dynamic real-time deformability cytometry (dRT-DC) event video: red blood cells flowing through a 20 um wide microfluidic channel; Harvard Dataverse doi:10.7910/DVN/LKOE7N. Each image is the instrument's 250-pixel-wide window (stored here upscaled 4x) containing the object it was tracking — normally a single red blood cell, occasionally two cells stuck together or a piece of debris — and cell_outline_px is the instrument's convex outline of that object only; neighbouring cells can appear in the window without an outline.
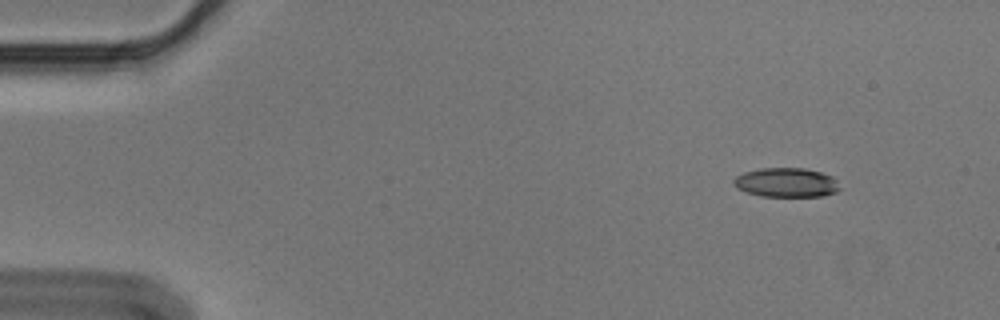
{"species": "Egyptian fruit bat (a non-hibernating species)", "species_latin": "Rousettus aegyptiacus", "temperature_condition": "cold", "stored_images_in_passage": 5, "camera_frame_rate_fps": 3000, "um_per_image_px": 0.085, "animal": {"sex": "male"}, "frame": {"image": 1, "passage_image": 2, "time_ms": 0.333, "image_size_px": [1000, 320], "cell_outline_px": [[840, 188], [836, 192], [820, 196], [764, 196], [748, 192], [736, 188], [732, 184], [732, 180], [736, 176], [744, 172], [760, 168], [804, 168], [820, 172], [832, 176], [836, 180]], "centroid_in_image_um": [66.81, 15.5], "position_along_channel_um": 18.2, "area_um2": 18.03}}